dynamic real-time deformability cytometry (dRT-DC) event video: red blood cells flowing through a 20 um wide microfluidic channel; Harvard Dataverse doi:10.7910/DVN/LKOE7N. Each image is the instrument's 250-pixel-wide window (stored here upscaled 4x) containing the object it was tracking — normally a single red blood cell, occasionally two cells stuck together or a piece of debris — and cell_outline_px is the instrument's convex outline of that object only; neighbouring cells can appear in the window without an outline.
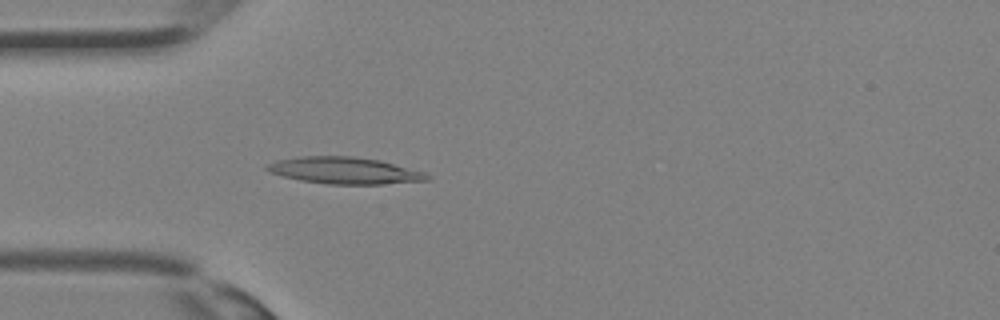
{"species": "Egyptian fruit bat (a non-hibernating species)", "species_latin": "Rousettus aegyptiacus", "temperature_condition": "room temperature", "stored_images_in_passage": 33, "camera_frame_rate_fps": 3000, "um_per_image_px": 0.085, "animal": {"sex": "female"}, "frame": {"image": 1, "passage_image": 9, "time_ms": 2.667, "image_size_px": [1000, 320], "cell_outline_px": [[432, 180], [380, 184], [328, 184], [300, 180], [268, 172], [264, 168], [264, 164], [276, 160], [300, 156], [352, 156], [380, 160], [424, 172], [432, 176]], "centroid_in_image_um": [29.26, 14.49], "position_along_channel_um": 55.7, "area_um2": 25.09}}
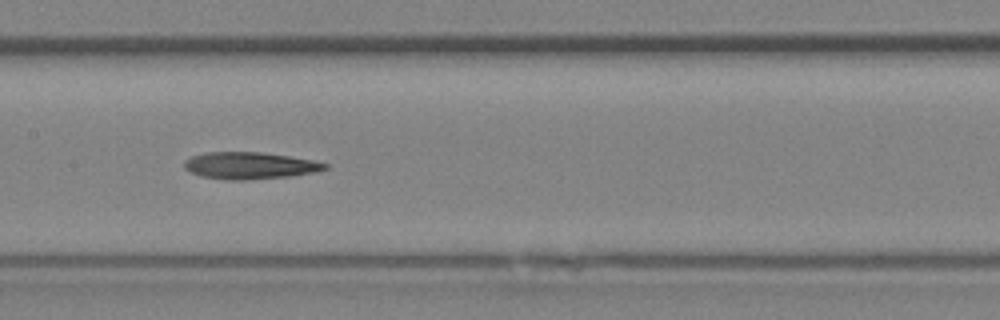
{"frame": {"image": 2, "passage_image": 16, "time_ms": 5.0, "image_size_px": [1000, 320], "cell_outline_px": [[328, 168], [312, 172], [288, 176], [244, 180], [228, 180], [200, 176], [184, 168], [184, 160], [192, 156], [208, 152], [260, 152], [288, 156], [312, 160], [328, 164]], "centroid_in_image_um": [21.19, 14.07], "position_along_channel_um": 186.2, "area_um2": 21.79}}
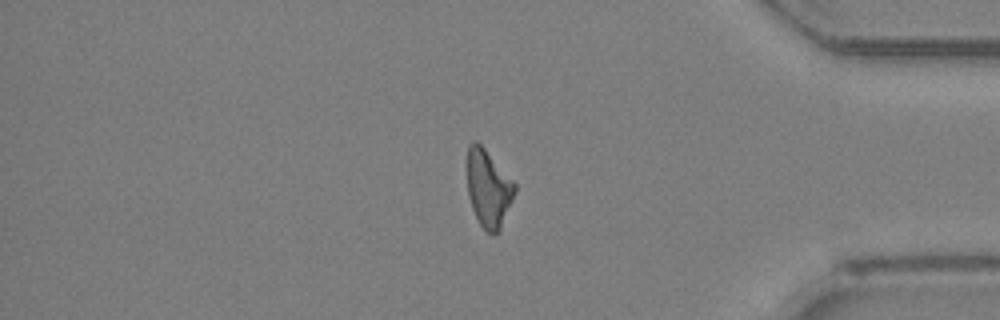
{"frame": {"image": 3, "passage_image": 28, "time_ms": 9.0, "image_size_px": [1000, 320], "cell_outline_px": [[516, 192], [500, 232], [484, 232], [472, 208], [468, 196], [468, 144], [472, 140], [476, 140], [484, 148], [516, 184]], "centroid_in_image_um": [41.53, 16.04], "position_along_channel_um": 393.7, "area_um2": 21.39}}